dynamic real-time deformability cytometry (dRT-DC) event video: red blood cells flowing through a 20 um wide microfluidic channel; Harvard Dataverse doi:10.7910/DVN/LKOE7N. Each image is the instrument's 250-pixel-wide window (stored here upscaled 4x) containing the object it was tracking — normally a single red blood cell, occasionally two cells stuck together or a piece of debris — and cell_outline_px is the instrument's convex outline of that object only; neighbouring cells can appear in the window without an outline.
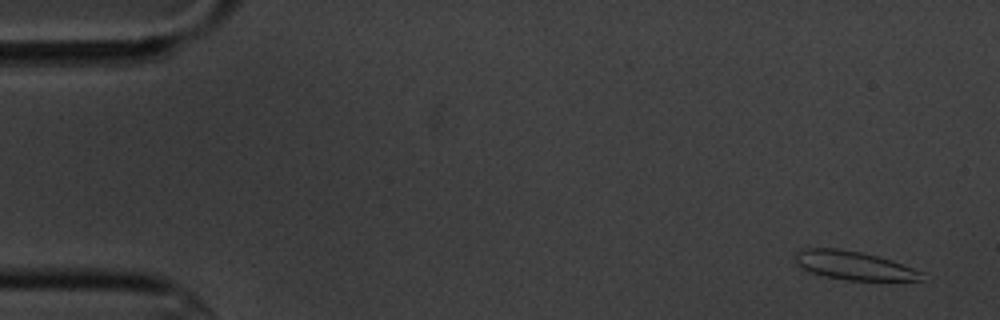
{"species": "common noctule bat (a hibernating species)", "species_latin": "Nyctalus noctula", "temperature_condition": "cold", "stored_images_in_passage": 5, "camera_frame_rate_fps": 3000, "um_per_image_px": 0.085, "animal": {"sex": "male", "body_mass_g": 20.1, "forearm_length_mm": 53.5}, "frame": {"image": 1, "passage_image": 1, "time_ms": 0.0, "image_size_px": [1000, 320], "cell_outline_px": [[924, 280], [844, 280], [824, 276], [812, 272], [796, 264], [796, 256], [804, 248], [836, 248], [860, 252], [892, 260], [924, 272]], "centroid_in_image_um": [72.63, 22.57], "position_along_channel_um": 12.4, "area_um2": 20.81}}
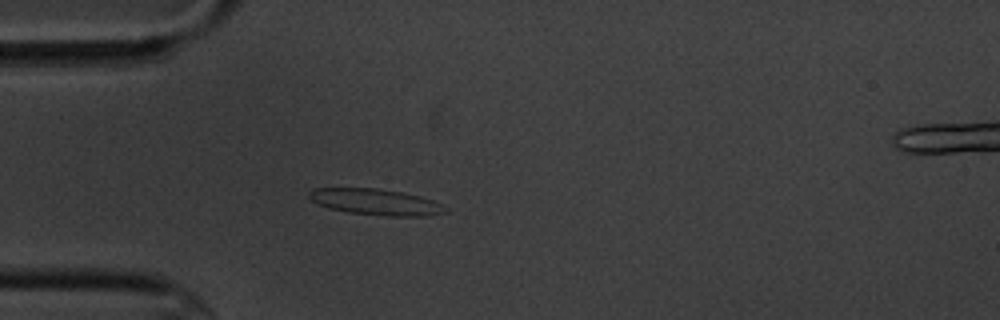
{"frame": {"image": 2, "passage_image": 4, "time_ms": 4.333, "image_size_px": [1000, 320], "cell_outline_px": [[448, 212], [428, 216], [384, 216], [348, 212], [328, 208], [312, 200], [308, 196], [308, 192], [312, 188], [376, 188], [400, 192], [420, 196], [444, 204], [448, 208]], "centroid_in_image_um": [31.98, 17.17], "position_along_channel_um": 53.0, "area_um2": 20.87}}